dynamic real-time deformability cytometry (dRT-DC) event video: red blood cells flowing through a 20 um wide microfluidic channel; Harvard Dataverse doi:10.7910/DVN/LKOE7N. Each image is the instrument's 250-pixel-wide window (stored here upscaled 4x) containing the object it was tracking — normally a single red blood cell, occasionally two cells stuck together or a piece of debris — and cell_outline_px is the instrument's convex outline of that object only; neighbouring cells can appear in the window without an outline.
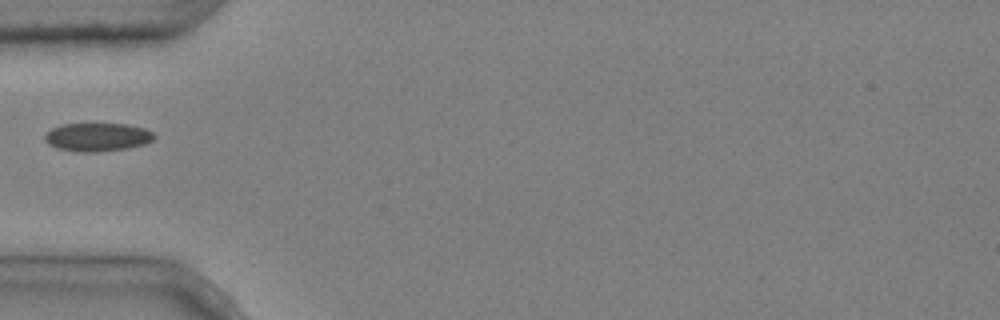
{"species": "common noctule bat (a hibernating species)", "species_latin": "Nyctalus noctula", "temperature_condition": "cold", "stored_images_in_passage": 2, "camera_frame_rate_fps": 3000, "um_per_image_px": 0.085, "animal": {"sex": "male", "body_mass_g": 20.4}, "frame": {"image": 1, "passage_image": 2, "time_ms": 0.333, "image_size_px": [1000, 320], "cell_outline_px": [[156, 136], [152, 140], [144, 144], [124, 148], [96, 152], [76, 152], [56, 148], [48, 144], [44, 140], [44, 136], [52, 128], [64, 124], [128, 124], [144, 128], [152, 132]], "centroid_in_image_um": [8.25, 11.65], "position_along_channel_um": 76.7, "area_um2": 17.98}}